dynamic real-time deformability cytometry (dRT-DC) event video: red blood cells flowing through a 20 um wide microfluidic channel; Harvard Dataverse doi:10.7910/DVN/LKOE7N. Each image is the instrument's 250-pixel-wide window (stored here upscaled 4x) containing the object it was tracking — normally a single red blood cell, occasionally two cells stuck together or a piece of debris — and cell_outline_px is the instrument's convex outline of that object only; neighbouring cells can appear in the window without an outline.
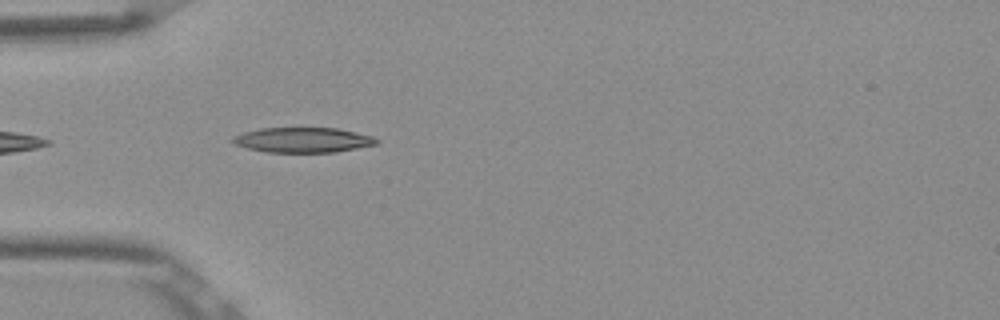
{"species": "Egyptian fruit bat (a non-hibernating species)", "species_latin": "Rousettus aegyptiacus", "temperature_condition": "room temperature", "stored_images_in_passage": 25, "camera_frame_rate_fps": 3000, "um_per_image_px": 0.085, "frame": {"image": 1, "passage_image": 3, "time_ms": 0.667, "image_size_px": [1000, 320], "cell_outline_px": [[380, 140], [376, 144], [336, 152], [268, 152], [248, 148], [236, 144], [232, 140], [232, 136], [244, 132], [260, 128], [336, 128], [356, 132], [372, 136]], "centroid_in_image_um": [25.76, 11.89], "position_along_channel_um": 59.2, "area_um2": 20.81}}
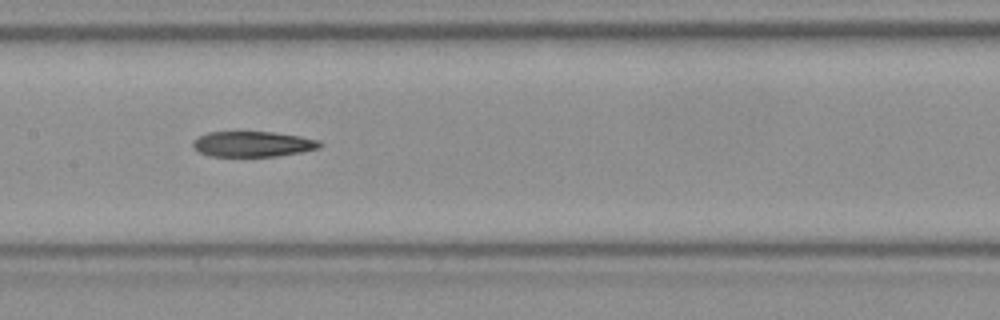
{"frame": {"image": 2, "passage_image": 13, "time_ms": 4.0, "image_size_px": [1000, 320], "cell_outline_px": [[324, 144], [320, 148], [300, 152], [276, 156], [208, 156], [192, 148], [192, 140], [208, 132], [272, 132], [300, 136], [320, 140]], "centroid_in_image_um": [21.49, 12.24], "position_along_channel_um": 185.9, "area_um2": 18.9}}
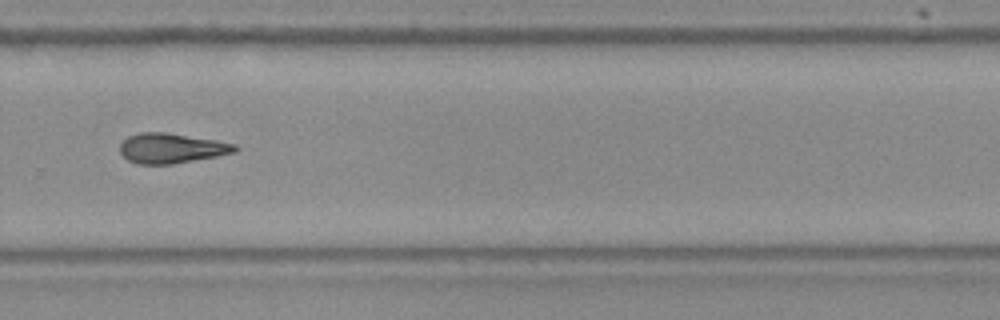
{"frame": {"image": 3, "passage_image": 23, "time_ms": 7.333, "image_size_px": [1000, 320], "cell_outline_px": [[240, 148], [236, 152], [216, 156], [172, 164], [136, 164], [128, 160], [120, 152], [120, 144], [128, 136], [140, 132], [168, 132], [216, 140], [236, 144]], "centroid_in_image_um": [14.58, 12.59], "position_along_channel_um": 315.2, "area_um2": 20.17}}